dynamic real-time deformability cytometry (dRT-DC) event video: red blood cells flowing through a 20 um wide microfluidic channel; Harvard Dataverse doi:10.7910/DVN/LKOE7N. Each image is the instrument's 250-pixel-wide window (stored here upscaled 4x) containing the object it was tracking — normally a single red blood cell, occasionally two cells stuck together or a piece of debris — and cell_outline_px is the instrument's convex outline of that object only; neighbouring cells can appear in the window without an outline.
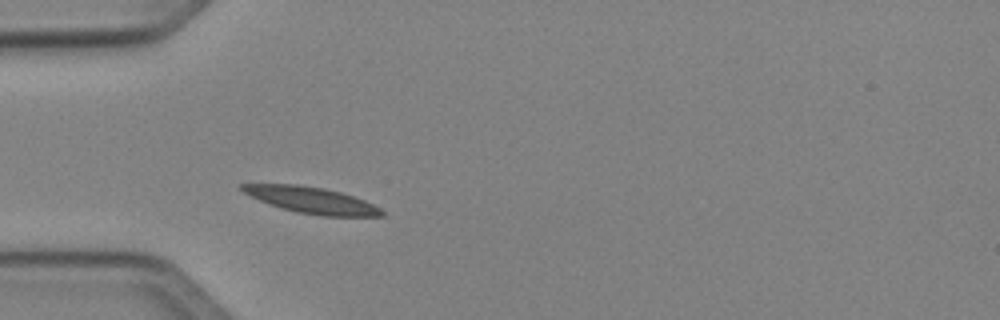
{"species": "Egyptian fruit bat (a non-hibernating species)", "species_latin": "Rousettus aegyptiacus", "temperature_condition": "cold", "stored_images_in_passage": 3, "camera_frame_rate_fps": 3000, "um_per_image_px": 0.085, "animal": {"sex": "female"}, "frame": {"image": 1, "passage_image": 3, "time_ms": 2.333, "image_size_px": [1000, 320], "cell_outline_px": [[384, 216], [320, 216], [296, 212], [280, 208], [268, 204], [244, 192], [240, 188], [240, 184], [296, 184], [324, 188], [340, 192], [364, 200], [380, 208], [384, 212]], "centroid_in_image_um": [26.48, 17.02], "position_along_channel_um": 58.5, "area_um2": 21.27}}